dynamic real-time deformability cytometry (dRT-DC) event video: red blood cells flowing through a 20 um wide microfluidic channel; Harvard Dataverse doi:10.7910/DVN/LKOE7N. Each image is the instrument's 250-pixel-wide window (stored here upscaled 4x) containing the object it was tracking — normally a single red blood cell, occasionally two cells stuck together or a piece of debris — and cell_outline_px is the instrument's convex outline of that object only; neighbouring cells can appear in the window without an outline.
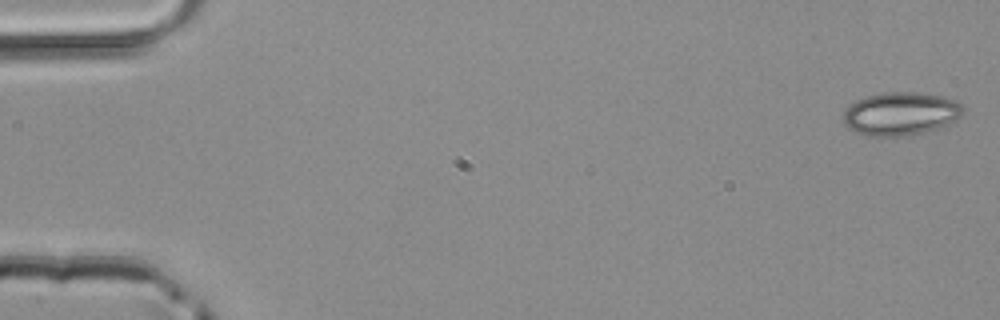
{"species": "common noctule bat (a hibernating species)", "species_latin": "Nyctalus noctula", "temperature_condition": "room temperature", "stored_images_in_passage": 48, "camera_frame_rate_fps": 3000, "um_per_image_px": 0.085, "animal": {"sex": "male", "body_mass_g": 20.4}, "frame": {"image": 1, "passage_image": 1, "time_ms": 0.0, "image_size_px": [1000, 320], "cell_outline_px": [[964, 112], [960, 116], [940, 128], [924, 132], [904, 136], [868, 136], [856, 132], [848, 128], [844, 124], [844, 112], [848, 104], [864, 96], [880, 92], [916, 92], [944, 96], [956, 100], [964, 108]], "centroid_in_image_um": [76.53, 9.65], "position_along_channel_um": 8.5, "area_um2": 30.46}}
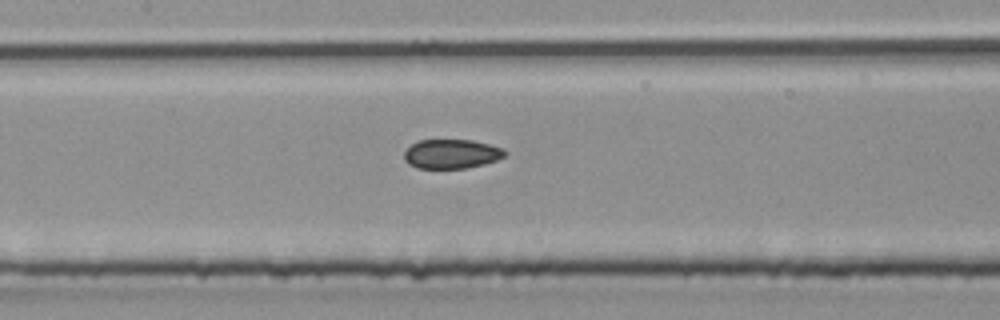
{"frame": {"image": 2, "passage_image": 23, "time_ms": 7.333, "image_size_px": [1000, 320], "cell_outline_px": [[508, 152], [504, 156], [496, 160], [484, 164], [464, 168], [416, 168], [408, 164], [404, 160], [404, 152], [416, 140], [472, 140], [504, 148]], "centroid_in_image_um": [38.36, 13.08], "position_along_channel_um": 169.0, "area_um2": 17.22}}
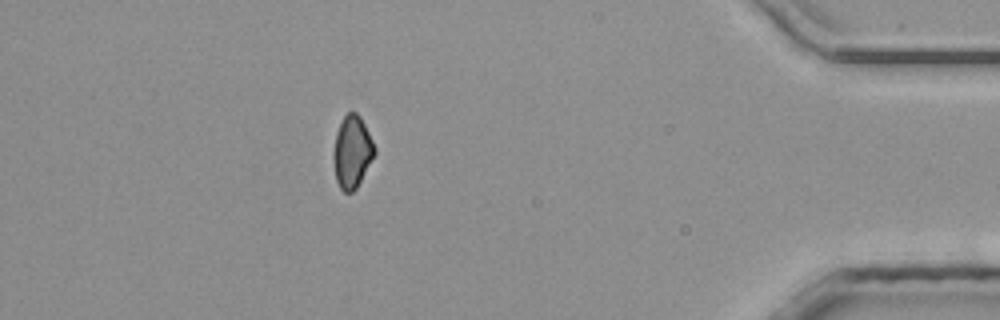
{"frame": {"image": 3, "passage_image": 43, "time_ms": 14.0, "image_size_px": [1000, 320], "cell_outline_px": [[376, 152], [356, 188], [352, 192], [344, 192], [340, 188], [336, 180], [332, 156], [332, 152], [336, 132], [344, 116], [348, 112], [356, 112], [360, 116], [376, 148]], "centroid_in_image_um": [29.91, 12.91], "position_along_channel_um": 405.3, "area_um2": 17.22}}